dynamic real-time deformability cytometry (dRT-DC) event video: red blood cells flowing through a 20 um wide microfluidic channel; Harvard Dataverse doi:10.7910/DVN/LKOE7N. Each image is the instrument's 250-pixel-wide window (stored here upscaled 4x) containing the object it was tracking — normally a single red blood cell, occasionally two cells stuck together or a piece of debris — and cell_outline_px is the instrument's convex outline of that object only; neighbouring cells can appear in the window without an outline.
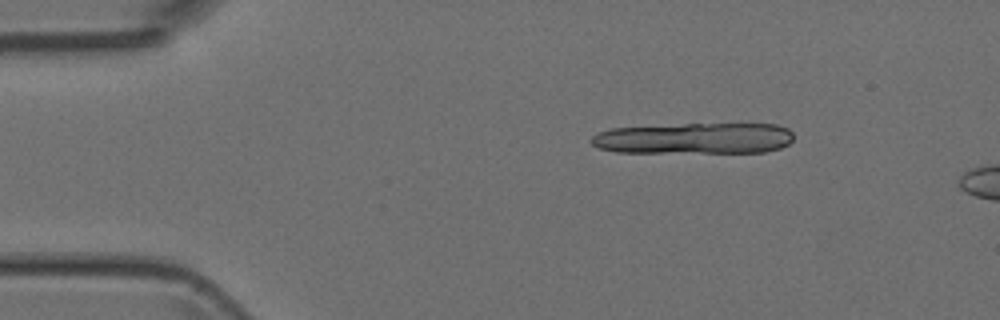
{"species": "Egyptian fruit bat (a non-hibernating species)", "species_latin": "Rousettus aegyptiacus", "temperature_condition": "room temperature", "stored_images_in_passage": 5, "camera_frame_rate_fps": 3000, "um_per_image_px": 0.085, "animal": {"sex": "female"}, "frame": {"image": 1, "passage_image": 2, "time_ms": 2.0, "image_size_px": [1000, 320], "cell_outline_px": [[792, 140], [788, 144], [780, 148], [764, 152], [616, 152], [600, 148], [592, 144], [588, 140], [592, 136], [600, 132], [612, 128], [684, 124], [776, 124], [788, 128], [792, 132]], "centroid_in_image_um": [59.02, 11.76], "position_along_channel_um": 26.0, "area_um2": 36.65}}